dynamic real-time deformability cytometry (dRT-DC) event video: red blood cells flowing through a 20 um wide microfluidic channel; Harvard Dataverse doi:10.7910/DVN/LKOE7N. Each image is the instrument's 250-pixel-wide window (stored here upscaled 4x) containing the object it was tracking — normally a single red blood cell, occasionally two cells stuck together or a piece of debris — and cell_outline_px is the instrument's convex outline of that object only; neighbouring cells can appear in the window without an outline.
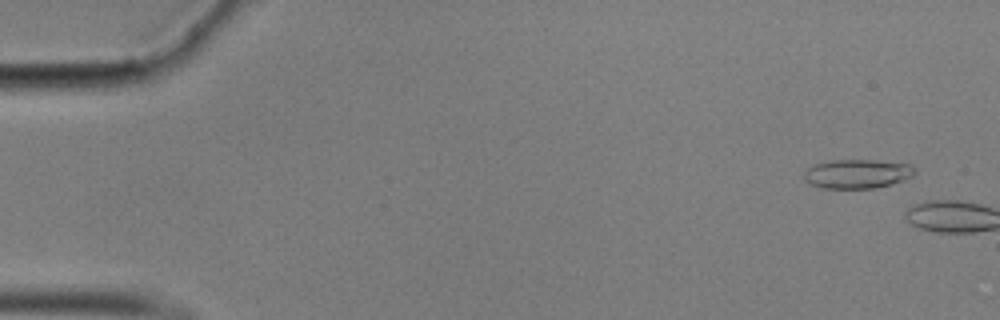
{"species": "common noctule bat (a hibernating species)", "species_latin": "Nyctalus noctula", "temperature_condition": "cold", "stored_images_in_passage": 6, "camera_frame_rate_fps": 3000, "um_per_image_px": 0.085, "animal": {"sex": "male", "body_mass_g": 17.9}, "frame": {"image": 1, "passage_image": 4, "time_ms": 1.0, "image_size_px": [1000, 320], "cell_outline_px": [[916, 172], [912, 176], [904, 180], [892, 184], [872, 188], [824, 188], [808, 184], [804, 180], [804, 172], [808, 168], [816, 164], [832, 160], [872, 160], [908, 164]], "centroid_in_image_um": [72.83, 14.78], "position_along_channel_um": 12.2, "area_um2": 18.61}}